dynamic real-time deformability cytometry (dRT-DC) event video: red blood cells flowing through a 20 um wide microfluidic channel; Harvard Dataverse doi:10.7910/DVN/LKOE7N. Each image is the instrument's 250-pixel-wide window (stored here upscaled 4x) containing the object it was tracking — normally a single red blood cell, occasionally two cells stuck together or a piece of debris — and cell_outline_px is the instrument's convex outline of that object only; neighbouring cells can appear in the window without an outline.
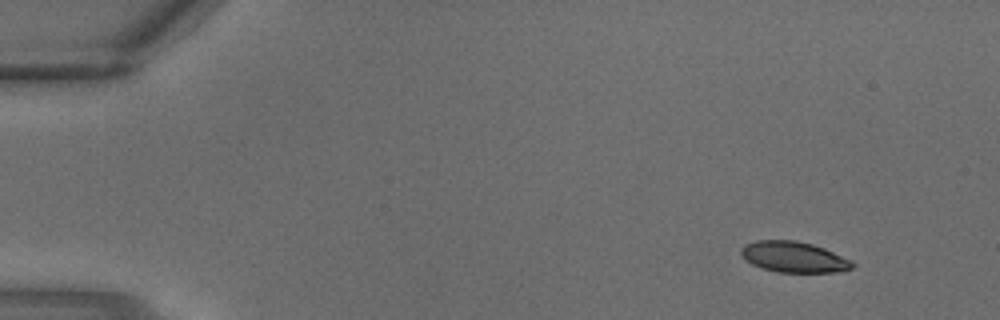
{"species": "common noctule bat (a hibernating species)", "species_latin": "Nyctalus noctula", "temperature_condition": "warm", "stored_images_in_passage": 3, "camera_frame_rate_fps": 3000, "um_per_image_px": 0.085, "animal": {"sex": "male", "body_mass_g": 18.8}, "frame": {"image": 1, "passage_image": 3, "time_ms": 0.667, "image_size_px": [1000, 320], "cell_outline_px": [[856, 264], [852, 268], [840, 272], [776, 272], [760, 268], [752, 264], [740, 252], [740, 248], [744, 244], [756, 240], [796, 240], [812, 244], [824, 248], [852, 260]], "centroid_in_image_um": [67.49, 21.84], "position_along_channel_um": 17.5, "area_um2": 20.11}}